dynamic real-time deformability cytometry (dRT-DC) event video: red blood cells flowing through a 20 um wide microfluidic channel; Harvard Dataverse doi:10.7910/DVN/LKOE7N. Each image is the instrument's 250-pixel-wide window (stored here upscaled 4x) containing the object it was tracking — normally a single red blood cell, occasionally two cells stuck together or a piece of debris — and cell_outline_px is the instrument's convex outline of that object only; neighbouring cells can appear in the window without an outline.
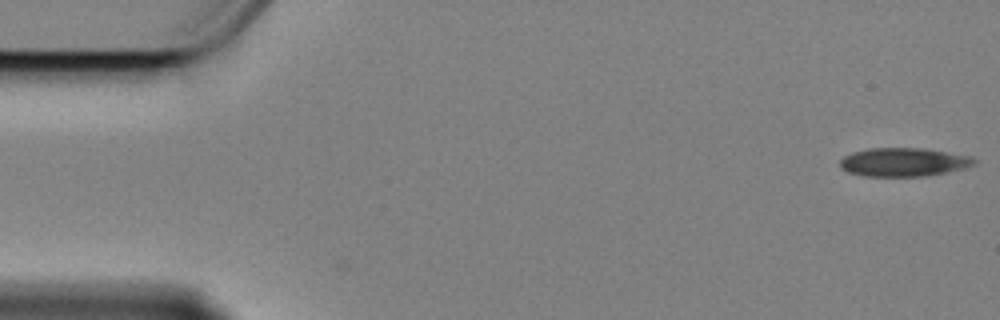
{"species": "Egyptian fruit bat (a non-hibernating species)", "species_latin": "Rousettus aegyptiacus", "temperature_condition": "cold", "stored_images_in_passage": 27, "camera_frame_rate_fps": 3000, "um_per_image_px": 0.085, "animal": {"sex": "female"}, "frame": {"image": 1, "passage_image": 1, "time_ms": 0.0, "image_size_px": [1000, 320], "cell_outline_px": [[976, 164], [964, 168], [924, 176], [864, 176], [848, 172], [840, 168], [840, 160], [844, 156], [852, 152], [868, 148], [920, 148], [972, 156], [976, 160]], "centroid_in_image_um": [76.78, 13.78], "position_along_channel_um": 8.2, "area_um2": 22.25}}
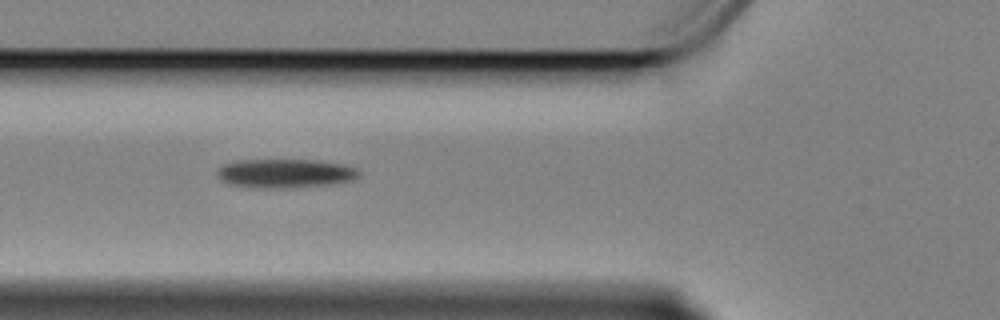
{"frame": {"image": 2, "passage_image": 20, "time_ms": 6.333, "image_size_px": [1000, 320], "cell_outline_px": [[360, 176], [352, 180], [332, 184], [288, 188], [264, 188], [232, 184], [224, 180], [216, 172], [224, 164], [236, 160], [316, 160], [344, 164], [356, 168], [360, 172]], "centroid_in_image_um": [24.31, 14.73], "position_along_channel_um": 101.5, "area_um2": 23.7}}
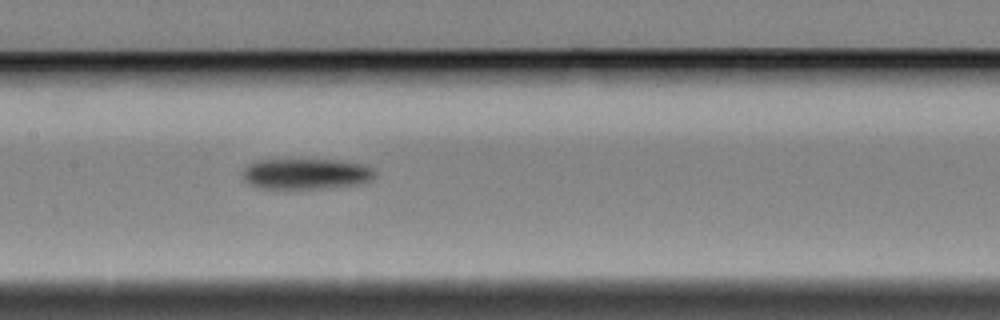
{"frame": {"image": 3, "passage_image": 27, "time_ms": 8.667, "image_size_px": [1000, 320], "cell_outline_px": [[372, 176], [368, 180], [356, 184], [320, 188], [260, 188], [244, 180], [244, 168], [248, 164], [256, 160], [336, 160], [364, 164], [372, 168]], "centroid_in_image_um": [25.96, 14.76], "position_along_channel_um": 181.4, "area_um2": 23.06}}